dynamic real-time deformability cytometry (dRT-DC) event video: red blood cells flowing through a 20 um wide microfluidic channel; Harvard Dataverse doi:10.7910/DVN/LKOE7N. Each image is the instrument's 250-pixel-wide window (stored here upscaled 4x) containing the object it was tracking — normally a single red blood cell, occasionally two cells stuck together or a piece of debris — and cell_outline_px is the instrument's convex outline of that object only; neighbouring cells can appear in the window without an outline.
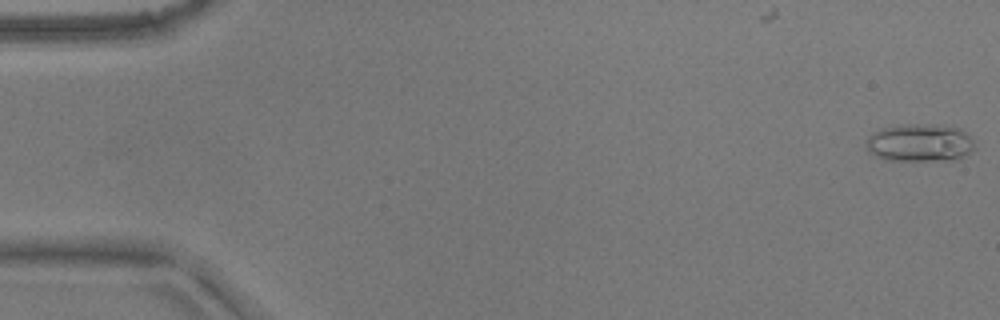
{"species": "common noctule bat (a hibernating species)", "species_latin": "Nyctalus noctula", "temperature_condition": "warm", "stored_images_in_passage": 34, "camera_frame_rate_fps": 3000, "um_per_image_px": 0.085, "animal": {"sex": "male", "body_mass_g": 17.9}, "frame": {"image": 1, "passage_image": 1, "time_ms": 0.0, "image_size_px": [1000, 320], "cell_outline_px": [[976, 148], [952, 160], [884, 160], [868, 152], [864, 144], [868, 136], [880, 128], [900, 124], [916, 124], [960, 128], [972, 140]], "centroid_in_image_um": [78.09, 12.14], "position_along_channel_um": 6.9, "area_um2": 23.76}}
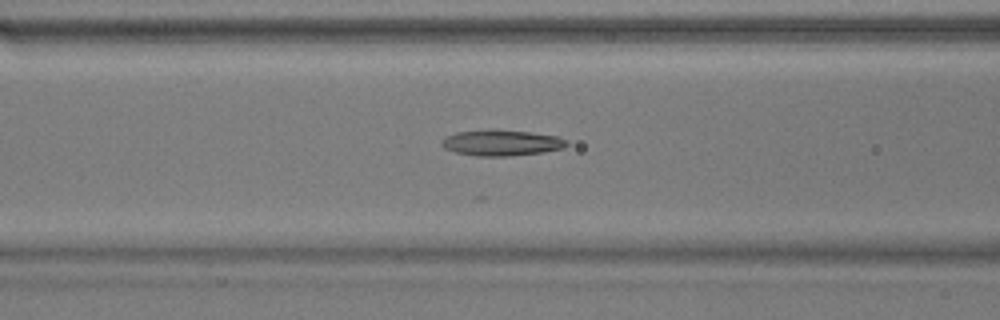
{"frame": {"image": 2, "passage_image": 22, "time_ms": 7.0, "image_size_px": [1000, 320], "cell_outline_px": [[568, 144], [564, 148], [544, 152], [508, 156], [476, 156], [456, 152], [444, 148], [440, 144], [440, 140], [444, 136], [456, 132], [488, 128], [496, 128], [532, 132], [560, 136], [568, 140]], "centroid_in_image_um": [42.62, 12.11], "position_along_channel_um": 124.0, "area_um2": 19.54}}